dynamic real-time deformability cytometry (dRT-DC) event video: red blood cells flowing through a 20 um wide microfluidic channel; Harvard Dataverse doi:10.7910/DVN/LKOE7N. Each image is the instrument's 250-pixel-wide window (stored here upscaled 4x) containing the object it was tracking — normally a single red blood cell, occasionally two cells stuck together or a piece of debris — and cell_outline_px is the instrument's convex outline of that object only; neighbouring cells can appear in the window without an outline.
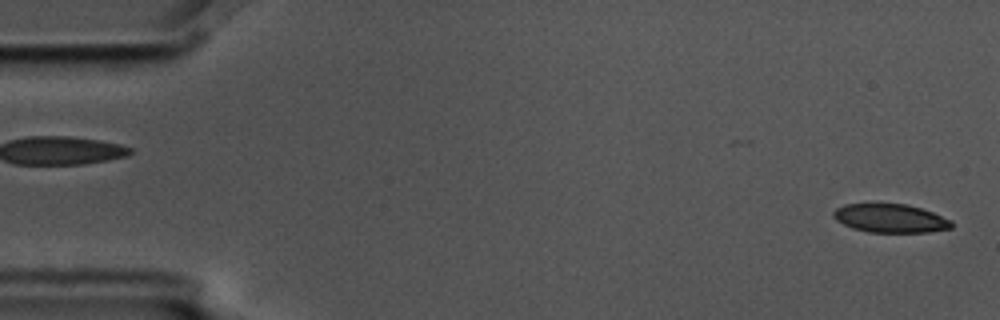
{"species": "common noctule bat (a hibernating species)", "species_latin": "Nyctalus noctula", "temperature_condition": "cold", "stored_images_in_passage": 3, "segment_of_instrument_passage": [2, 2], "camera_frame_rate_fps": 3000, "um_per_image_px": 0.085, "animal": {"sex": "male", "body_mass_g": 17.5, "forearm_length_mm": 52.3}, "frame": {"image": 1, "passage_image": 3, "time_ms": 0.667, "image_size_px": [1000, 320], "cell_outline_px": [[952, 228], [928, 232], [868, 232], [852, 228], [836, 220], [832, 216], [832, 212], [836, 208], [844, 204], [908, 204], [932, 212], [952, 220]], "centroid_in_image_um": [75.67, 18.55], "position_along_channel_um": 9.3, "area_um2": 19.65}}